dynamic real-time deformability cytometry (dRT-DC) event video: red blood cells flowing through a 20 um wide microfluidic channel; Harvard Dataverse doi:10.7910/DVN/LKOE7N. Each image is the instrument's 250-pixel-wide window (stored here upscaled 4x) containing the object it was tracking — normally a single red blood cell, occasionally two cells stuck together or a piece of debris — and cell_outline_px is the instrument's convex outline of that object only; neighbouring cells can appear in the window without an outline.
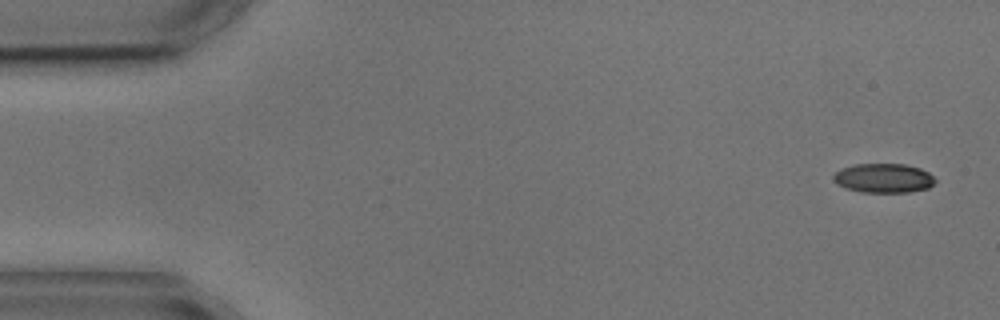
{"species": "common noctule bat (a hibernating species)", "species_latin": "Nyctalus noctula", "temperature_condition": "cold", "stored_images_in_passage": 7, "camera_frame_rate_fps": 3000, "um_per_image_px": 0.085, "animal": {"sex": "male", "body_mass_g": 17.9, "forearm_length_mm": 54.2}, "frame": {"image": 1, "passage_image": 1, "time_ms": 0.0, "image_size_px": [1000, 320], "cell_outline_px": [[936, 180], [928, 188], [908, 192], [860, 192], [844, 188], [836, 184], [832, 180], [832, 176], [840, 168], [856, 164], [904, 164], [920, 168], [928, 172]], "centroid_in_image_um": [75.05, 15.14], "position_along_channel_um": 10.0, "area_um2": 17.46}}
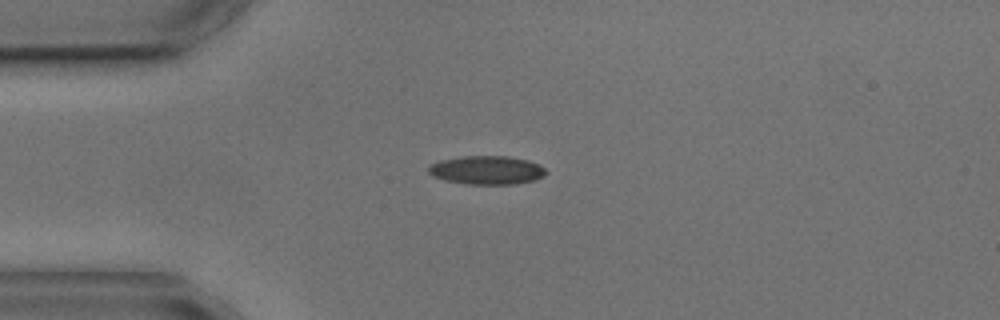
{"frame": {"image": 2, "passage_image": 4, "time_ms": 3.667, "image_size_px": [1000, 320], "cell_outline_px": [[548, 172], [544, 176], [536, 180], [516, 184], [464, 184], [444, 180], [432, 176], [428, 172], [428, 168], [432, 164], [440, 160], [464, 156], [508, 156], [528, 160], [540, 164]], "centroid_in_image_um": [41.41, 14.47], "position_along_channel_um": 43.6, "area_um2": 19.77}}
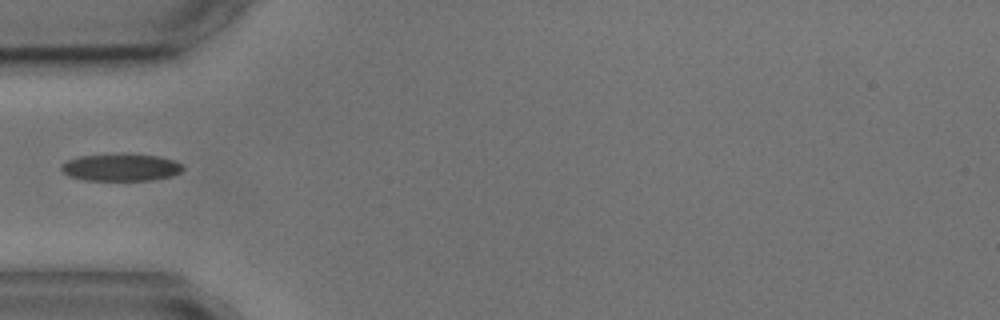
{"frame": {"image": 3, "passage_image": 5, "time_ms": 5.0, "image_size_px": [1000, 320], "cell_outline_px": [[184, 168], [180, 172], [172, 176], [152, 180], [84, 180], [68, 176], [60, 168], [60, 164], [68, 160], [80, 156], [124, 152], [156, 156], [172, 160], [184, 164]], "centroid_in_image_um": [10.27, 14.21], "position_along_channel_um": 74.7, "area_um2": 19.71}}